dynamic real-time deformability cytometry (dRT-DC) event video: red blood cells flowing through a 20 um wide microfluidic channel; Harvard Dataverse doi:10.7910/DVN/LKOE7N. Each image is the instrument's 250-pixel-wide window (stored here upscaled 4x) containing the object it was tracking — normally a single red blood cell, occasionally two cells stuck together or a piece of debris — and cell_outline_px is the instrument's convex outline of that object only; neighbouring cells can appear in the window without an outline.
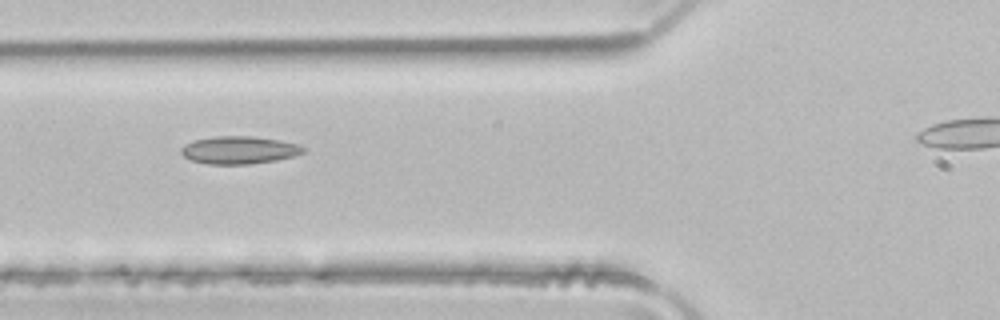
{"species": "common noctule bat (a hibernating species)", "species_latin": "Nyctalus noctula", "temperature_condition": "room temperature", "stored_images_in_passage": 5, "segment_of_instrument_passage": [1, 2], "camera_frame_rate_fps": 3000, "um_per_image_px": 0.085, "animal": {"sex": "male", "body_mass_g": 21.5, "forearm_length_mm": 52.0}, "frame": {"image": 1, "passage_image": 3, "time_ms": 0.667, "image_size_px": [1000, 320], "cell_outline_px": [[304, 152], [296, 156], [276, 160], [248, 164], [208, 164], [192, 160], [184, 156], [180, 152], [180, 148], [184, 144], [196, 140], [216, 136], [252, 136], [280, 140], [296, 144], [304, 148]], "centroid_in_image_um": [20.32, 12.75], "position_along_channel_um": 105.5, "area_um2": 19.59}}
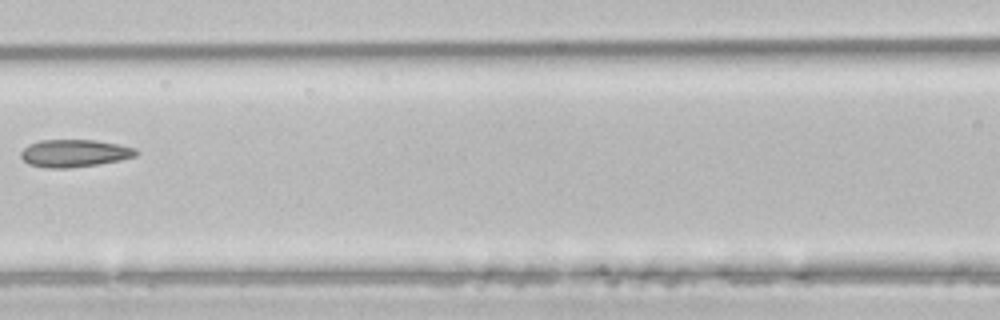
{"frame": {"image": 2, "passage_image": 4, "time_ms": 1.0, "image_size_px": [1000, 320], "cell_outline_px": [[140, 152], [136, 156], [120, 160], [100, 164], [68, 168], [44, 168], [28, 164], [20, 156], [20, 152], [28, 144], [40, 140], [96, 140], [136, 148]], "centroid_in_image_um": [6.32, 13.03], "position_along_channel_um": 160.3, "area_um2": 18.61}}